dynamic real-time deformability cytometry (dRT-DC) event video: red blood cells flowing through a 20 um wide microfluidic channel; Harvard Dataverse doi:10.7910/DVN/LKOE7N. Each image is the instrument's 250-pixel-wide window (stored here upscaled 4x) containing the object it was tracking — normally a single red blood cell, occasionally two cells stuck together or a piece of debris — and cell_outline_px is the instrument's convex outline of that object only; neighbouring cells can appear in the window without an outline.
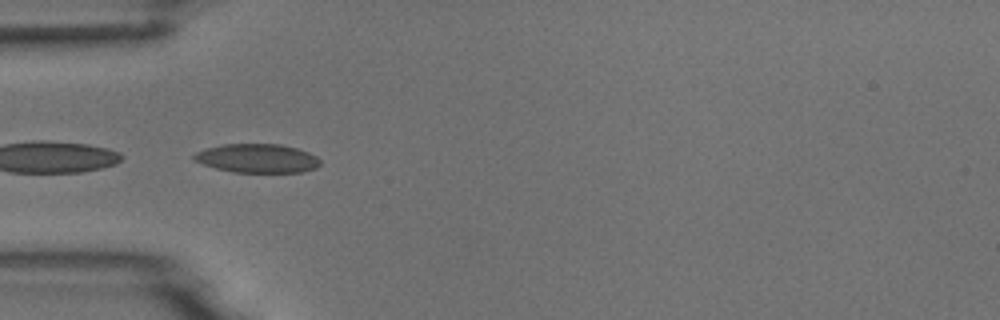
{"species": "common noctule bat (a hibernating species)", "species_latin": "Nyctalus noctula", "temperature_condition": "room temperature", "stored_images_in_passage": 9, "camera_frame_rate_fps": 3000, "um_per_image_px": 0.085, "animal": {"sex": "male", "body_mass_g": 18.8}, "frame": {"image": 1, "passage_image": 3, "time_ms": 0.667, "image_size_px": [1000, 320], "cell_outline_px": [[320, 164], [316, 168], [300, 172], [232, 172], [216, 168], [192, 160], [192, 156], [196, 152], [204, 148], [224, 144], [280, 144], [296, 148], [308, 152], [316, 156], [320, 160]], "centroid_in_image_um": [21.84, 13.45], "position_along_channel_um": 63.2, "area_um2": 21.21}}
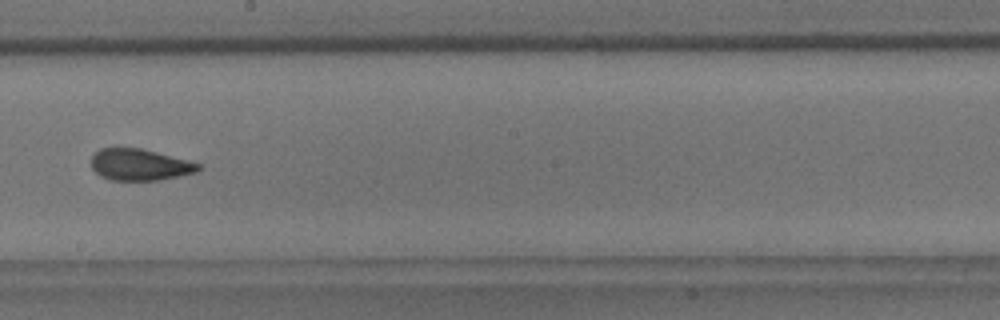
{"frame": {"image": 2, "passage_image": 7, "time_ms": 2.0, "image_size_px": [1000, 320], "cell_outline_px": [[200, 168], [196, 172], [180, 176], [160, 180], [112, 180], [100, 176], [92, 168], [92, 156], [100, 148], [140, 148], [188, 160], [200, 164]], "centroid_in_image_um": [11.88, 14.0], "position_along_channel_um": 236.3, "area_um2": 19.54}}
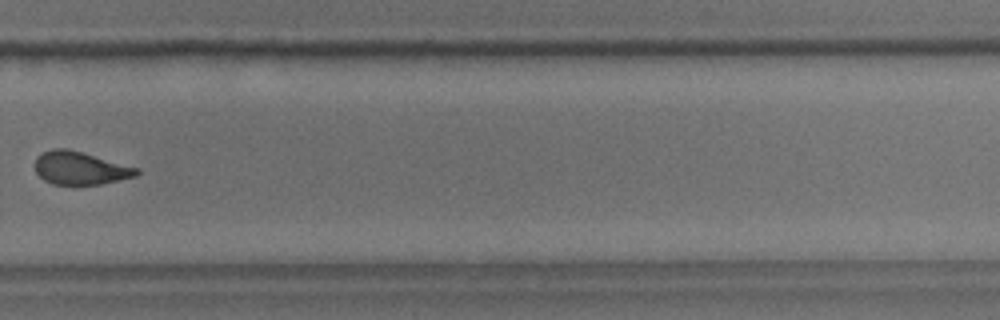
{"frame": {"image": 3, "passage_image": 9, "time_ms": 2.667, "image_size_px": [1000, 320], "cell_outline_px": [[140, 172], [136, 176], [100, 184], [52, 184], [44, 180], [36, 172], [36, 156], [52, 148], [64, 148], [80, 152], [140, 168]], "centroid_in_image_um": [6.82, 14.29], "position_along_channel_um": 323.0, "area_um2": 19.25}}